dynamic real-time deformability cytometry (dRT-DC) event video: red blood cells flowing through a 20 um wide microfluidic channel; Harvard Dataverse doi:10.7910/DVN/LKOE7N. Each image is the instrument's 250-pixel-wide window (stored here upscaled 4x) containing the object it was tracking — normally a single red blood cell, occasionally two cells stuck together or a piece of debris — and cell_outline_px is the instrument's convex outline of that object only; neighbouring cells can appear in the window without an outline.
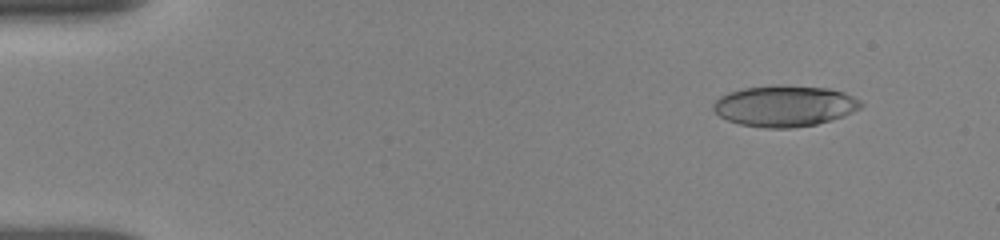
{"species": "human", "species_latin": "Homo sapiens", "temperature_condition": "room temperature", "stored_images_in_passage": 39, "camera_frame_rate_fps": 3000, "um_per_image_px": 0.085, "donor": {"sex": "female"}, "frame": {"image": 1, "passage_image": 9, "time_ms": 1.333, "image_size_px": [1000, 240], "cell_outline_px": [[864, 104], [860, 108], [840, 116], [816, 124], [792, 128], [764, 128], [740, 124], [728, 120], [720, 116], [712, 108], [712, 104], [720, 96], [744, 88], [772, 84], [780, 84], [828, 88], [844, 92], [860, 100]], "centroid_in_image_um": [66.67, 8.99], "position_along_channel_um": 18.3, "area_um2": 35.26}}
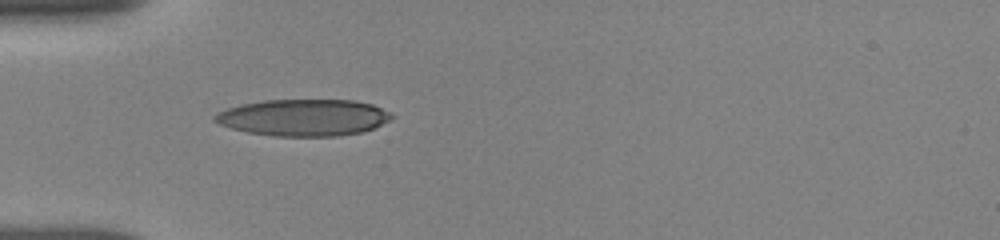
{"frame": {"image": 2, "passage_image": 30, "time_ms": 5.0, "image_size_px": [1000, 240], "cell_outline_px": [[396, 116], [372, 128], [360, 132], [336, 136], [272, 136], [248, 132], [232, 128], [220, 124], [212, 120], [212, 116], [216, 112], [240, 104], [264, 100], [352, 100], [372, 104]], "centroid_in_image_um": [25.74, 9.99], "position_along_channel_um": 59.3, "area_um2": 37.69}}
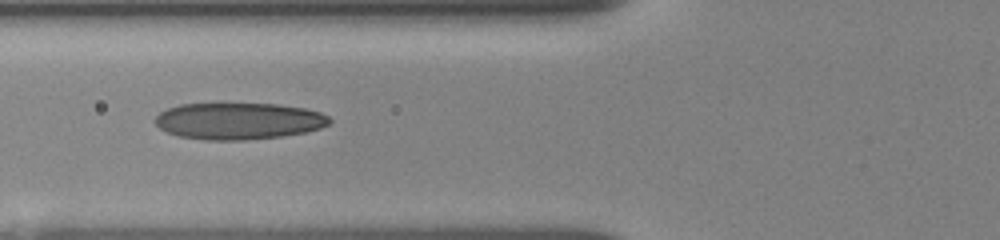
{"frame": {"image": 3, "passage_image": 38, "time_ms": 6.333, "image_size_px": [1000, 240], "cell_outline_px": [[332, 124], [320, 128], [304, 132], [280, 136], [248, 140], [204, 140], [180, 136], [168, 132], [160, 128], [156, 124], [156, 116], [160, 112], [168, 108], [180, 104], [276, 104], [304, 108], [320, 112], [328, 116], [332, 120]], "centroid_in_image_um": [20.31, 10.29], "position_along_channel_um": 105.5, "area_um2": 37.17}}